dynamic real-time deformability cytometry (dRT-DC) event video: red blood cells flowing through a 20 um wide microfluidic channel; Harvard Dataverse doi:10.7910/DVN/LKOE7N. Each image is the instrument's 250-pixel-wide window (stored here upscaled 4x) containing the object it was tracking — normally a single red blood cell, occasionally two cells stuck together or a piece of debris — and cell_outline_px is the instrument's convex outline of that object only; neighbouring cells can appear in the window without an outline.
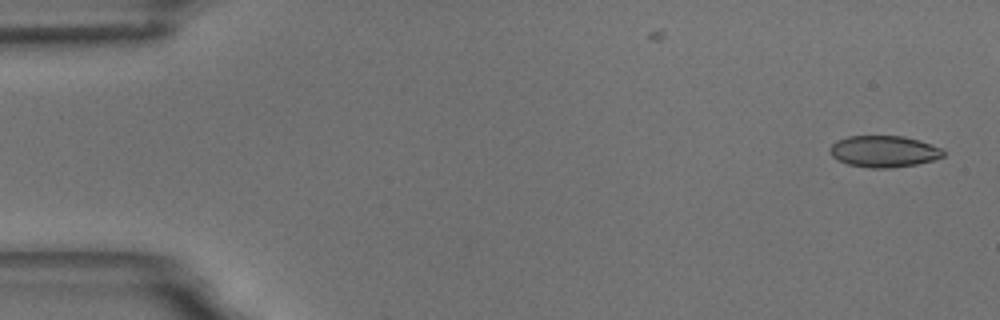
{"species": "common noctule bat (a hibernating species)", "species_latin": "Nyctalus noctula", "temperature_condition": "room temperature", "stored_images_in_passage": 4, "camera_frame_rate_fps": 3000, "um_per_image_px": 0.085, "animal": {"sex": "male", "body_mass_g": 18.8}, "frame": {"image": 1, "passage_image": 1, "time_ms": 0.0, "image_size_px": [1000, 320], "cell_outline_px": [[944, 156], [932, 160], [916, 164], [888, 168], [872, 168], [848, 164], [832, 156], [828, 152], [828, 148], [836, 140], [848, 136], [904, 136], [920, 140], [940, 148], [944, 152]], "centroid_in_image_um": [75.09, 12.86], "position_along_channel_um": 9.9, "area_um2": 20.75}}